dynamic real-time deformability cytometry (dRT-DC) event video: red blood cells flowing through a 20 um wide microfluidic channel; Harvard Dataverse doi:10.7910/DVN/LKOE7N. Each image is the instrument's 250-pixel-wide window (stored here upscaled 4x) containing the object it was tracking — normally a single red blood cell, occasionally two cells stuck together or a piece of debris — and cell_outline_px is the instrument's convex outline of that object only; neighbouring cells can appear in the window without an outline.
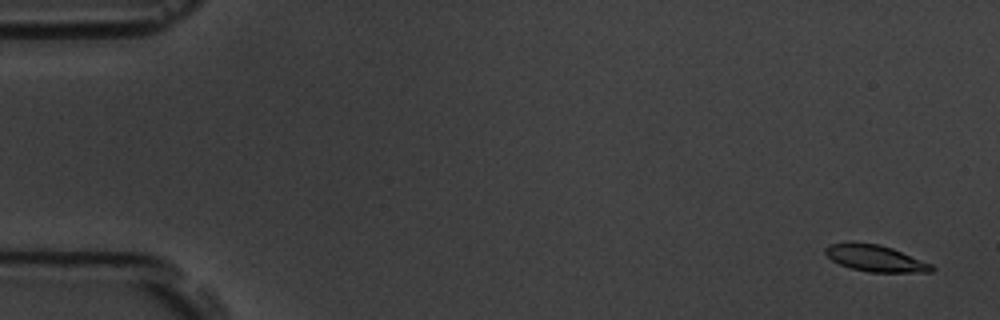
{"species": "common noctule bat (a hibernating species)", "species_latin": "Nyctalus noctula", "temperature_condition": "room temperature", "stored_images_in_passage": 5, "camera_frame_rate_fps": 3000, "um_per_image_px": 0.085, "animal": {"sex": "male", "body_mass_g": 19.5, "forearm_length_mm": 54.6}, "frame": {"image": 1, "passage_image": 1, "time_ms": 0.0, "image_size_px": [1000, 320], "cell_outline_px": [[936, 268], [932, 272], [868, 272], [852, 268], [840, 264], [832, 260], [824, 252], [824, 248], [828, 244], [880, 244], [892, 248], [932, 264]], "centroid_in_image_um": [74.46, 21.98], "position_along_channel_um": 10.5, "area_um2": 16.01}}
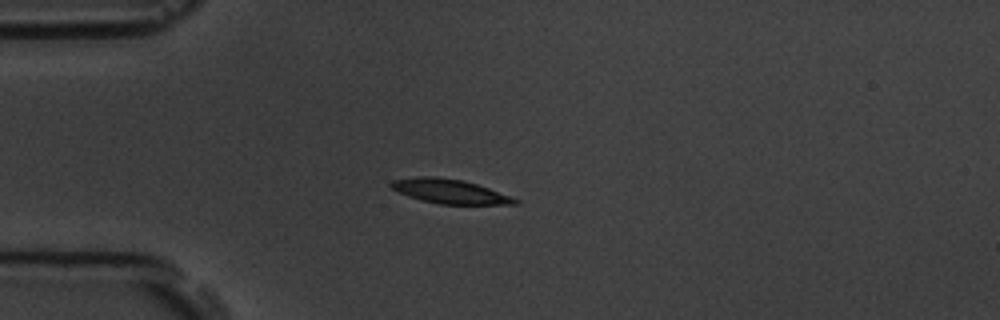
{"frame": {"image": 2, "passage_image": 5, "time_ms": 4.333, "image_size_px": [1000, 320], "cell_outline_px": [[520, 200], [516, 204], [440, 204], [420, 200], [408, 196], [392, 188], [388, 184], [392, 180], [416, 176], [436, 176], [460, 180], [476, 184], [488, 188]], "centroid_in_image_um": [38.17, 16.26], "position_along_channel_um": 46.8, "area_um2": 17.34}}